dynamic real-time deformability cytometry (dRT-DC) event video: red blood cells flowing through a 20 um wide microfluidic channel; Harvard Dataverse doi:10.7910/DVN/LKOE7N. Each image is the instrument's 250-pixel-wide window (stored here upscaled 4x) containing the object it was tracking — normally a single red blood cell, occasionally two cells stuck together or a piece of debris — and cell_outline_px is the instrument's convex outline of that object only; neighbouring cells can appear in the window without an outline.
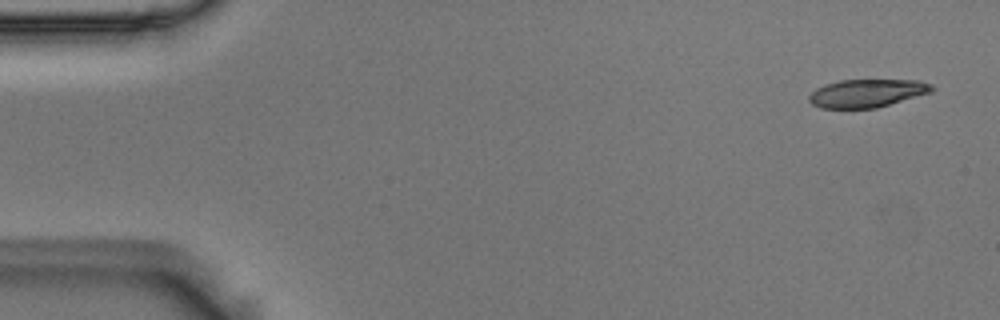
{"species": "Egyptian fruit bat (a non-hibernating species)", "species_latin": "Rousettus aegyptiacus", "temperature_condition": "room temperature", "stored_images_in_passage": 53, "camera_frame_rate_fps": 3000, "um_per_image_px": 0.085, "animal": {"sex": "male"}, "frame": {"image": 1, "passage_image": 1, "time_ms": 0.0, "image_size_px": [1000, 320], "cell_outline_px": [[936, 88], [932, 92], [876, 108], [820, 108], [812, 104], [808, 100], [808, 96], [816, 88], [824, 84], [840, 80], [920, 80], [932, 84]], "centroid_in_image_um": [73.7, 7.92], "position_along_channel_um": 11.3, "area_um2": 20.23}}
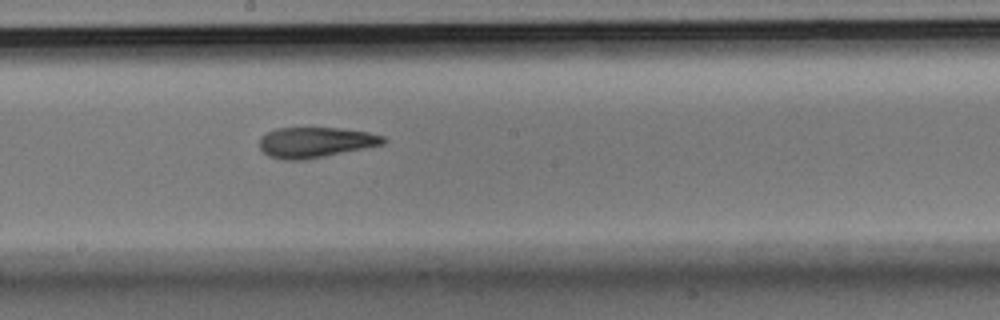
{"frame": {"image": 2, "passage_image": 28, "time_ms": 9.0, "image_size_px": [1000, 320], "cell_outline_px": [[388, 140], [384, 144], [304, 160], [284, 160], [268, 156], [260, 148], [260, 136], [276, 128], [340, 128], [368, 132], [384, 136]], "centroid_in_image_um": [26.81, 12.09], "position_along_channel_um": 221.4, "area_um2": 21.91}}
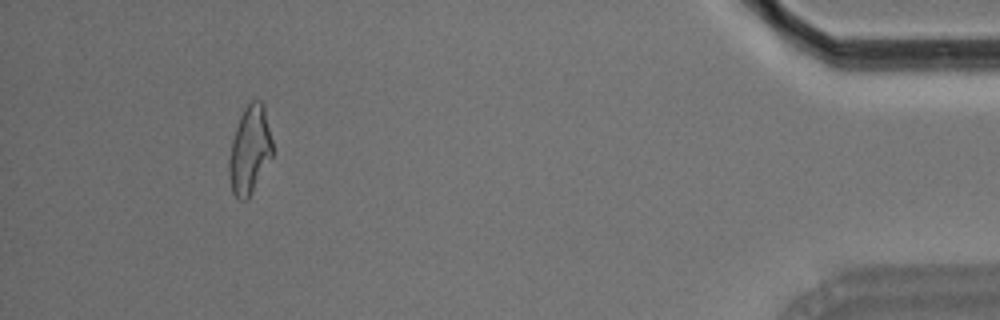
{"frame": {"image": 3, "passage_image": 49, "time_ms": 16.0, "image_size_px": [1000, 320], "cell_outline_px": [[272, 156], [248, 200], [240, 200], [232, 192], [228, 172], [228, 160], [232, 140], [240, 116], [244, 108], [252, 100], [260, 100], [264, 104], [272, 140]], "centroid_in_image_um": [21.22, 12.76], "position_along_channel_um": 414.0, "area_um2": 22.25}, "authors_computed_cell_mechanics": {"area_um2": 22.253, "velocity_mm_per_s": 3.6644, "shape_relaxation_time_tau1_ms": 6.5776, "shape_relaxation_time_tau2_ms": 4.0696, "deformation_change_tau1": 0.2117, "deformation_change_tau2": 0.1363}}